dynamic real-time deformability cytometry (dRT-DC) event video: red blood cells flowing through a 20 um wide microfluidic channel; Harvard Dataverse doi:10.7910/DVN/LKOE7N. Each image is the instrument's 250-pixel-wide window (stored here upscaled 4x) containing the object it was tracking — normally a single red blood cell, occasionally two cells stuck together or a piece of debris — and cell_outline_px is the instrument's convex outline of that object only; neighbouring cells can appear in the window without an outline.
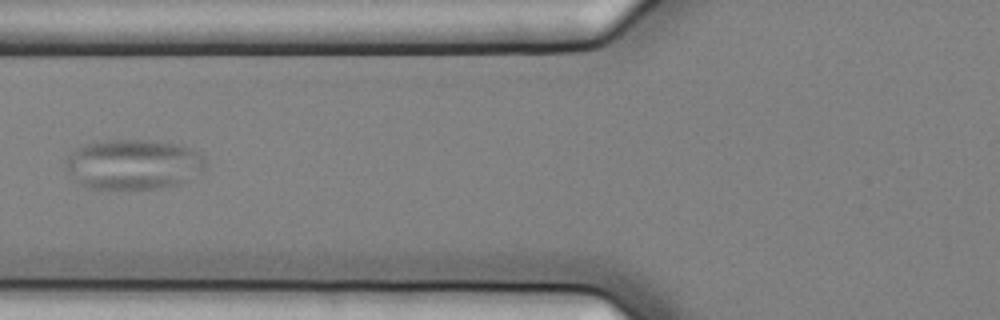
{"species": "common noctule bat (a hibernating species)", "species_latin": "Nyctalus noctula", "temperature_condition": "cold", "stored_images_in_passage": 11, "camera_frame_rate_fps": 3000, "um_per_image_px": 0.085, "animal": {"sex": "female", "body_mass_g": 25.1}, "frame": {"image": 1, "passage_image": 6, "time_ms": 1.667, "image_size_px": [1000, 320], "cell_outline_px": [[208, 164], [204, 168], [180, 184], [160, 188], [88, 188], [72, 180], [64, 168], [64, 160], [76, 148], [88, 144], [108, 140], [144, 140], [180, 144], [192, 148], [204, 156]], "centroid_in_image_um": [11.31, 13.97], "position_along_channel_um": 114.5, "area_um2": 40.98}}
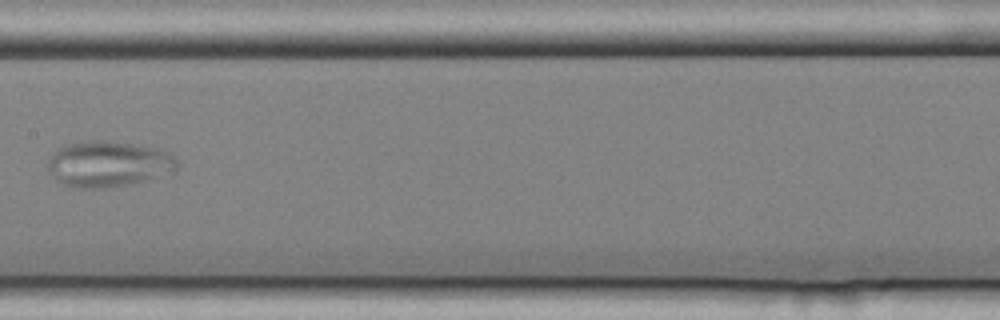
{"frame": {"image": 2, "passage_image": 8, "time_ms": 2.333, "image_size_px": [1000, 320], "cell_outline_px": [[180, 164], [176, 172], [128, 184], [108, 188], [72, 188], [56, 180], [48, 172], [48, 160], [52, 152], [64, 144], [88, 140], [108, 140], [164, 148], [176, 156]], "centroid_in_image_um": [9.25, 13.91], "position_along_channel_um": 198.1, "area_um2": 35.55}}
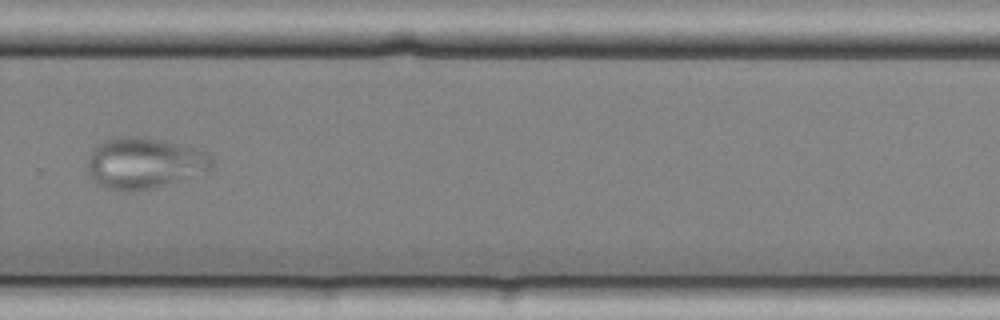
{"frame": {"image": 3, "passage_image": 11, "time_ms": 3.333, "image_size_px": [1000, 320], "cell_outline_px": [[212, 164], [208, 172], [164, 184], [148, 188], [124, 192], [108, 188], [96, 184], [88, 176], [88, 156], [92, 148], [104, 140], [124, 136], [132, 136], [160, 140], [208, 152], [212, 160]], "centroid_in_image_um": [12.2, 13.87], "position_along_channel_um": 317.6, "area_um2": 36.65}}